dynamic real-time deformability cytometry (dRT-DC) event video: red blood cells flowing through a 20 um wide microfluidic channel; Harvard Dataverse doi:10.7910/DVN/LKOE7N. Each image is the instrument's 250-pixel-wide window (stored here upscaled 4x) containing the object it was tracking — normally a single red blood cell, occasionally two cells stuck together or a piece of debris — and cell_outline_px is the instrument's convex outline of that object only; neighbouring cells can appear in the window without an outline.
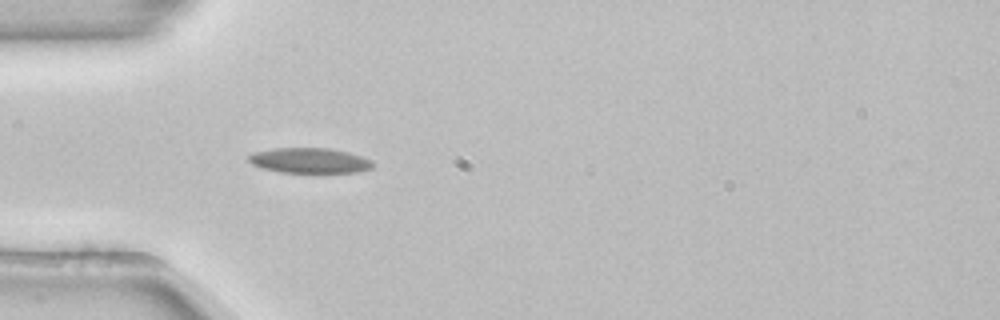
{"species": "common noctule bat (a hibernating species)", "species_latin": "Nyctalus noctula", "temperature_condition": "room temperature", "stored_images_in_passage": 53, "camera_frame_rate_fps": 3000, "um_per_image_px": 0.085, "animal": {"sex": "female", "body_mass_g": 22.7, "forearm_length_mm": 54.2}, "frame": {"image": 1, "passage_image": 16, "time_ms": 5.0, "image_size_px": [1000, 320], "cell_outline_px": [[372, 168], [356, 172], [316, 176], [280, 172], [264, 168], [252, 164], [248, 160], [248, 156], [252, 152], [276, 148], [328, 148], [348, 152], [372, 160]], "centroid_in_image_um": [26.33, 13.7], "position_along_channel_um": 58.7, "area_um2": 19.13}}
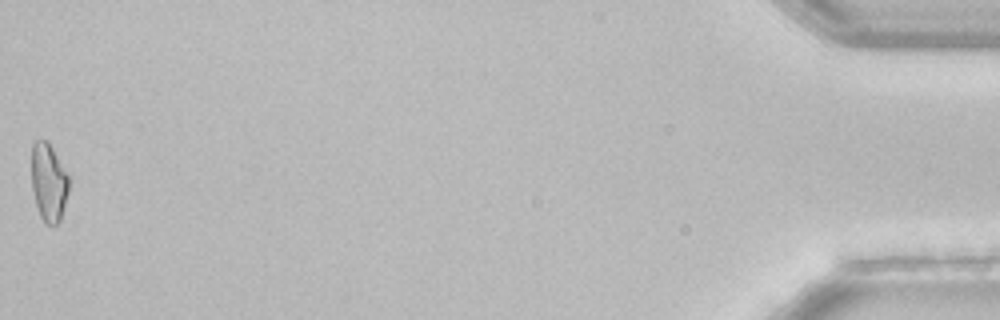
{"frame": {"image": 2, "passage_image": 53, "time_ms": 17.333, "image_size_px": [1000, 320], "cell_outline_px": [[68, 192], [60, 220], [56, 224], [44, 224], [40, 216], [36, 204], [32, 188], [32, 144], [36, 140], [48, 140], [68, 176]], "centroid_in_image_um": [4.12, 15.49], "position_along_channel_um": 431.1, "area_um2": 16.76}}